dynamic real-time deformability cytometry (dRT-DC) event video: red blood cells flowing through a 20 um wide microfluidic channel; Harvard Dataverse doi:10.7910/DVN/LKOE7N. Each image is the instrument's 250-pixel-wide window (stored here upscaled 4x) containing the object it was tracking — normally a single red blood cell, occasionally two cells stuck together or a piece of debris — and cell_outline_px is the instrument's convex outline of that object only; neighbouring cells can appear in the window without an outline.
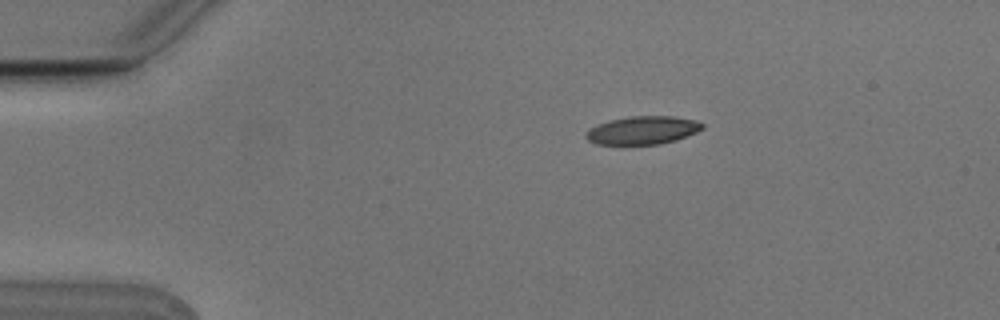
{"species": "Egyptian fruit bat (a non-hibernating species)", "species_latin": "Rousettus aegyptiacus", "temperature_condition": "cold", "stored_images_in_passage": 5, "camera_frame_rate_fps": 3000, "um_per_image_px": 0.085, "animal": {"sex": "male"}, "frame": {"image": 1, "passage_image": 1, "time_ms": 0.0, "image_size_px": [1000, 320], "cell_outline_px": [[704, 128], [696, 132], [676, 140], [656, 144], [596, 144], [588, 140], [584, 136], [592, 128], [608, 120], [632, 116], [672, 116], [696, 120], [704, 124]], "centroid_in_image_um": [54.66, 11.06], "position_along_channel_um": 30.3, "area_um2": 18.84}}
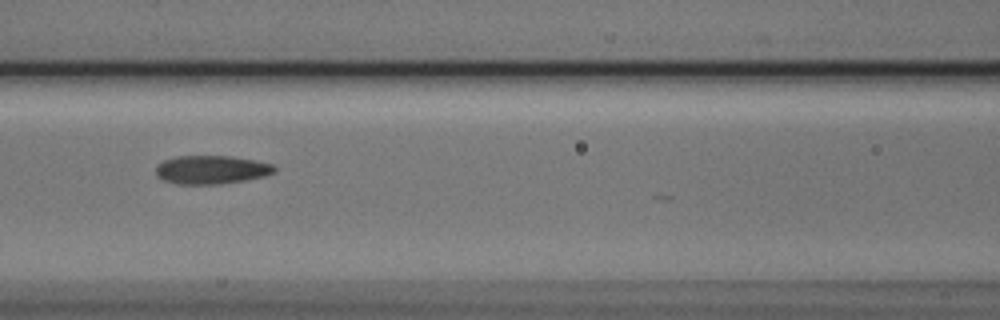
{"frame": {"image": 2, "passage_image": 5, "time_ms": 1.333, "image_size_px": [1000, 320], "cell_outline_px": [[276, 172], [264, 176], [244, 180], [220, 184], [176, 184], [164, 180], [156, 176], [156, 164], [164, 160], [176, 156], [232, 156], [256, 160], [272, 164], [276, 168]], "centroid_in_image_um": [17.96, 14.42], "position_along_channel_um": 148.6, "area_um2": 19.83}}